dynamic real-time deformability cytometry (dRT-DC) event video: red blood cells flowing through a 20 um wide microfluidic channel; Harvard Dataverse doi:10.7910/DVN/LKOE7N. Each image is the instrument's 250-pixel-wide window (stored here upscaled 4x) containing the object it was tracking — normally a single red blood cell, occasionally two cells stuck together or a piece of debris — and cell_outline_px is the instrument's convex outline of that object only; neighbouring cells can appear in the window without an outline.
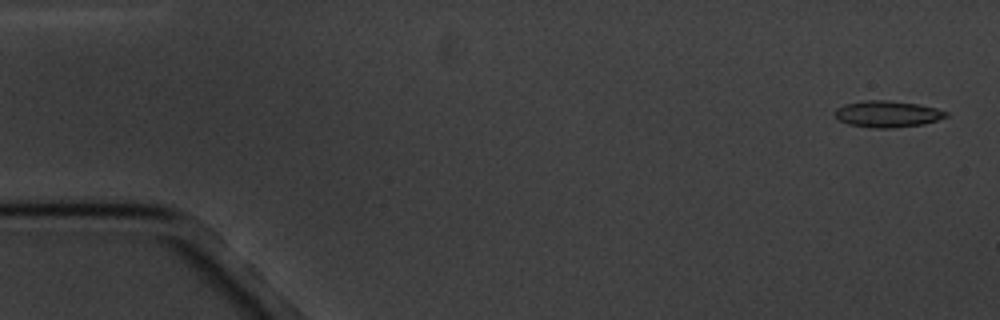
{"species": "common noctule bat (a hibernating species)", "species_latin": "Nyctalus noctula", "temperature_condition": "cold", "stored_images_in_passage": 5, "camera_frame_rate_fps": 3000, "um_per_image_px": 0.085, "animal": {"sex": "male", "body_mass_g": 20.1, "forearm_length_mm": 53.5}, "frame": {"image": 1, "passage_image": 1, "time_ms": 0.0, "image_size_px": [1000, 320], "cell_outline_px": [[948, 116], [924, 124], [892, 128], [872, 128], [848, 124], [840, 120], [832, 112], [836, 108], [844, 104], [864, 100], [888, 100], [916, 104], [936, 108], [948, 112]], "centroid_in_image_um": [75.4, 9.69], "position_along_channel_um": 9.6, "area_um2": 17.17}}
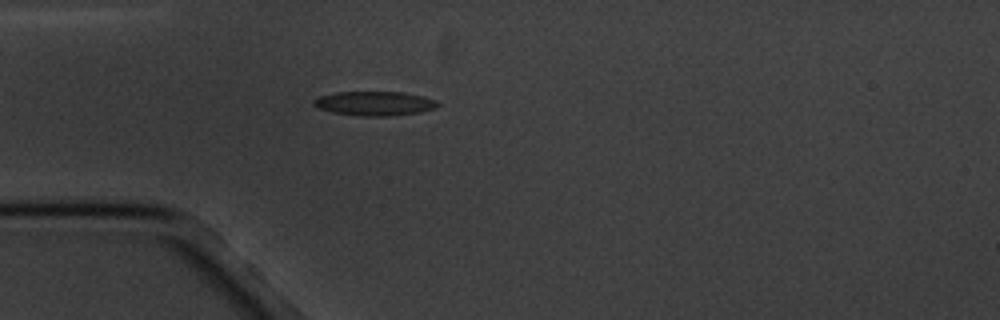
{"frame": {"image": 2, "passage_image": 5, "time_ms": 4.667, "image_size_px": [1000, 320], "cell_outline_px": [[440, 104], [436, 108], [420, 112], [392, 116], [360, 116], [332, 112], [316, 108], [312, 104], [312, 100], [320, 96], [336, 92], [404, 92], [424, 96], [436, 100]], "centroid_in_image_um": [31.84, 8.79], "position_along_channel_um": 53.2, "area_um2": 17.74}}